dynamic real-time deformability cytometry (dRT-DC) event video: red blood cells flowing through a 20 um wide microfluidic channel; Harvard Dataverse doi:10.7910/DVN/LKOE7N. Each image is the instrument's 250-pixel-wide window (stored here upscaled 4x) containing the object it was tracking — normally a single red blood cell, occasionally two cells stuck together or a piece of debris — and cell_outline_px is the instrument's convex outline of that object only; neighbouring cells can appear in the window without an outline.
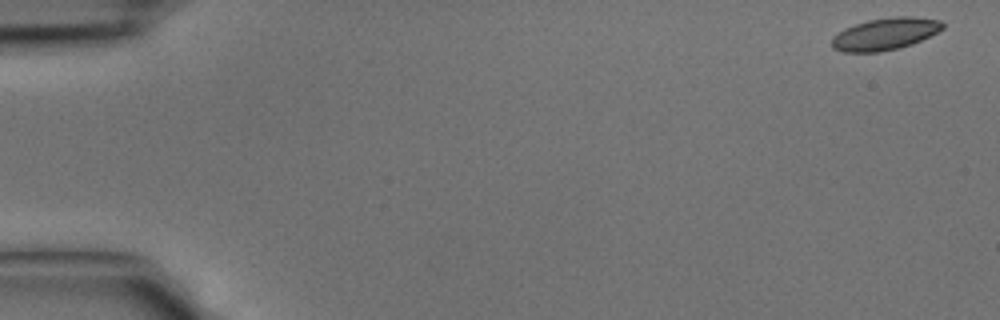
{"species": "common noctule bat (a hibernating species)", "species_latin": "Nyctalus noctula", "temperature_condition": "cold", "stored_images_in_passage": 42, "camera_frame_rate_fps": 3000, "um_per_image_px": 0.085, "animal": {"sex": "male", "body_mass_g": 15.6}, "frame": {"image": 1, "passage_image": 1, "time_ms": 0.0, "image_size_px": [1000, 320], "cell_outline_px": [[944, 28], [920, 40], [896, 48], [880, 52], [844, 52], [832, 48], [832, 36], [844, 28], [868, 20], [892, 16], [912, 16], [940, 20], [944, 24]], "centroid_in_image_um": [75.19, 2.87], "position_along_channel_um": 9.8, "area_um2": 20.52}}
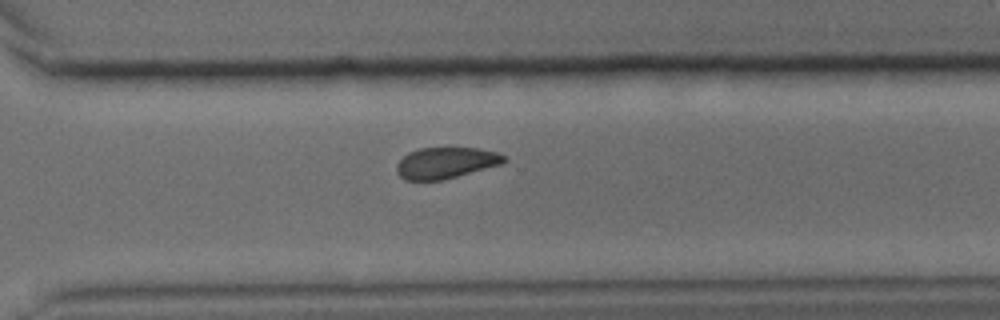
{"frame": {"image": 2, "passage_image": 30, "time_ms": 9.667, "image_size_px": [1000, 320], "cell_outline_px": [[508, 160], [500, 164], [456, 176], [440, 180], [404, 180], [396, 172], [396, 164], [408, 152], [420, 148], [476, 148], [496, 152], [508, 156]], "centroid_in_image_um": [37.88, 13.83], "position_along_channel_um": 332.7, "area_um2": 19.36}}
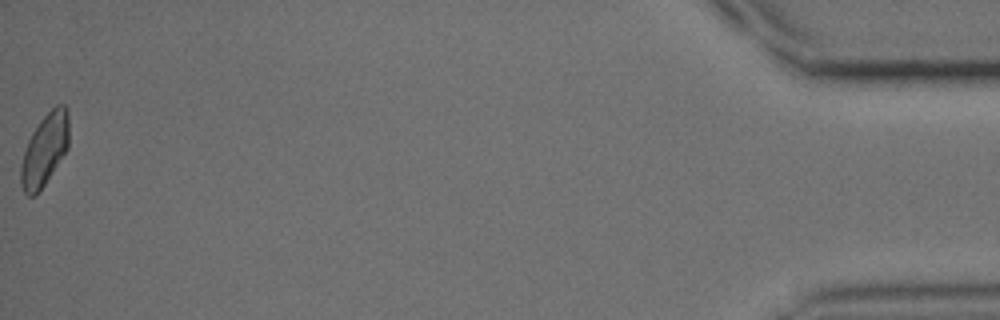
{"frame": {"image": 3, "passage_image": 42, "time_ms": 13.667, "image_size_px": [1000, 320], "cell_outline_px": [[68, 148], [36, 196], [28, 196], [24, 192], [20, 184], [20, 168], [24, 152], [28, 140], [32, 132], [40, 120], [56, 104], [64, 104], [68, 108]], "centroid_in_image_um": [3.79, 12.72], "position_along_channel_um": 431.4, "area_um2": 20.06}}